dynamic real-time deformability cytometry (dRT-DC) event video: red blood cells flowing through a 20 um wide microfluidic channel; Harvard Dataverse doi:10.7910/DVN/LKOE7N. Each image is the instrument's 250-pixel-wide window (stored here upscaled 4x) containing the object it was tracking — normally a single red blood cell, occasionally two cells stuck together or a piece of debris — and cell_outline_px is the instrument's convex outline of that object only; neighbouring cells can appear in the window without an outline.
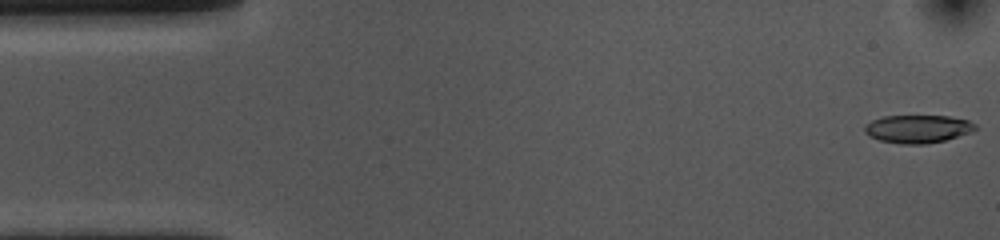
{"species": "common noctule bat (a hibernating species)", "species_latin": "Nyctalus noctula", "temperature_condition": "cold", "stored_images_in_passage": 54, "camera_frame_rate_fps": 3000, "um_per_image_px": 0.085, "animal": {"sex": "female", "body_mass_g": 10.0, "forearm_length_mm": 53.1}, "frame": {"image": 1, "passage_image": 1, "time_ms": 0.0, "image_size_px": [1000, 240], "cell_outline_px": [[976, 128], [972, 132], [944, 140], [924, 144], [900, 144], [880, 140], [868, 136], [864, 132], [864, 124], [872, 120], [884, 116], [948, 116], [968, 120], [976, 124]], "centroid_in_image_um": [77.98, 10.95], "position_along_channel_um": 7.0, "area_um2": 18.09}}
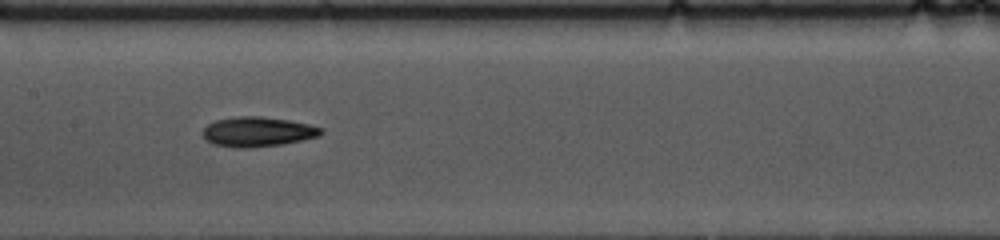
{"frame": {"image": 2, "passage_image": 25, "time_ms": 8.0, "image_size_px": [1000, 240], "cell_outline_px": [[324, 132], [320, 136], [280, 144], [248, 148], [240, 148], [212, 144], [204, 140], [204, 128], [208, 124], [216, 120], [236, 116], [260, 116], [288, 120], [308, 124], [324, 128]], "centroid_in_image_um": [21.9, 11.19], "position_along_channel_um": 185.5, "area_um2": 20.46}}
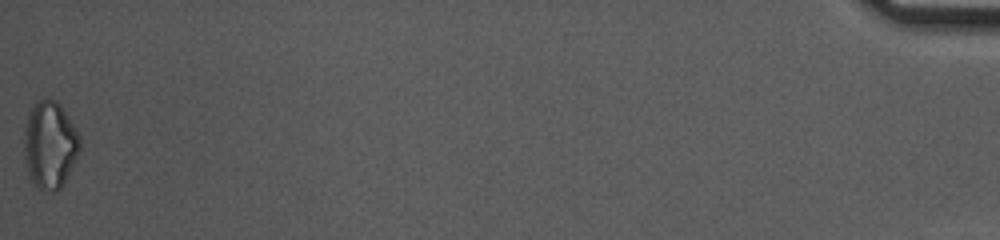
{"frame": {"image": 3, "passage_image": 54, "time_ms": 17.667, "image_size_px": [1000, 240], "cell_outline_px": [[80, 152], [68, 176], [60, 188], [56, 192], [52, 192], [36, 188], [28, 172], [24, 160], [24, 128], [28, 112], [32, 100], [44, 96], [48, 96], [56, 100], [60, 104], [80, 136]], "centroid_in_image_um": [4.21, 12.25], "position_along_channel_um": 431.0, "area_um2": 29.19}, "authors_computed_cell_mechanics": {"area_um2": 19.4208, "velocity_mm_per_s": 3.6328, "shape_relaxation_time_tau1_ms": 4.8254, "shape_relaxation_time_tau2_ms": null, "deformation_change_tau1": 0.1432, "deformation_change_tau2": null}}